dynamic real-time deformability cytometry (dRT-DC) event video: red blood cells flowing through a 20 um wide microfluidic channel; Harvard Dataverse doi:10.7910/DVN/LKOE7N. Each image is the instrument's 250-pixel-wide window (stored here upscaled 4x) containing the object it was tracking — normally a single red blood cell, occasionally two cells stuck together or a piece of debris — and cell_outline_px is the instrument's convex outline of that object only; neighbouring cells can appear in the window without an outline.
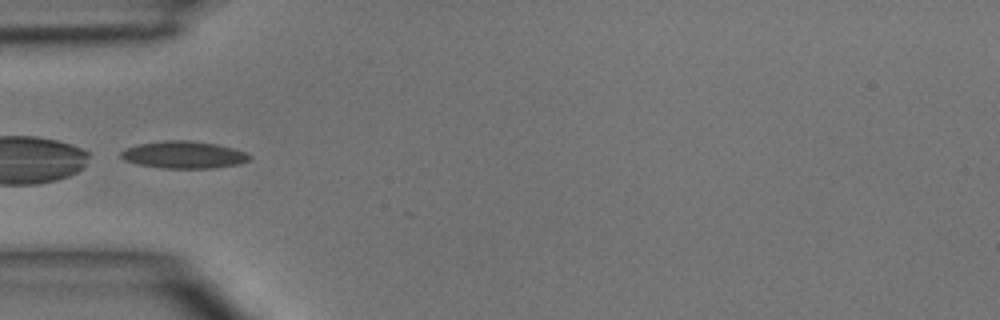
{"species": "common noctule bat (a hibernating species)", "species_latin": "Nyctalus noctula", "temperature_condition": "room temperature", "stored_images_in_passage": 4, "camera_frame_rate_fps": 3000, "um_per_image_px": 0.085, "animal": {"sex": "male", "body_mass_g": 15.6}, "frame": {"image": 1, "passage_image": 4, "time_ms": 3.333, "image_size_px": [1000, 320], "cell_outline_px": [[252, 160], [240, 164], [212, 168], [160, 168], [140, 164], [124, 160], [120, 156], [120, 152], [128, 148], [140, 144], [164, 140], [188, 140], [216, 144], [248, 152], [252, 156]], "centroid_in_image_um": [15.69, 13.16], "position_along_channel_um": 69.3, "area_um2": 20.4}}